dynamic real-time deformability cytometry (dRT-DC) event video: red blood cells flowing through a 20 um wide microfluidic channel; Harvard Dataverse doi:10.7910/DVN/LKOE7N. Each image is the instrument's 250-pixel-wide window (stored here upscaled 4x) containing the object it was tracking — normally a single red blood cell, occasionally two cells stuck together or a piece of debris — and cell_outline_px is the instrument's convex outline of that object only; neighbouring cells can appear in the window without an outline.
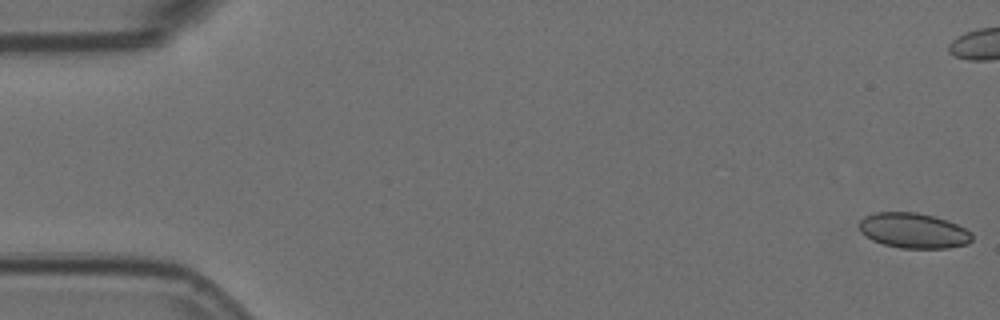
{"species": "Egyptian fruit bat (a non-hibernating species)", "species_latin": "Rousettus aegyptiacus", "temperature_condition": "room temperature", "stored_images_in_passage": 12, "camera_frame_rate_fps": 3000, "um_per_image_px": 0.085, "animal": {"sex": "female"}, "frame": {"image": 1, "passage_image": 1, "time_ms": 0.0, "image_size_px": [1000, 320], "cell_outline_px": [[972, 240], [968, 244], [948, 248], [900, 248], [884, 244], [872, 240], [860, 232], [860, 220], [864, 216], [876, 212], [916, 212], [948, 220], [972, 232]], "centroid_in_image_um": [77.65, 19.6], "position_along_channel_um": 7.3, "area_um2": 23.18}}